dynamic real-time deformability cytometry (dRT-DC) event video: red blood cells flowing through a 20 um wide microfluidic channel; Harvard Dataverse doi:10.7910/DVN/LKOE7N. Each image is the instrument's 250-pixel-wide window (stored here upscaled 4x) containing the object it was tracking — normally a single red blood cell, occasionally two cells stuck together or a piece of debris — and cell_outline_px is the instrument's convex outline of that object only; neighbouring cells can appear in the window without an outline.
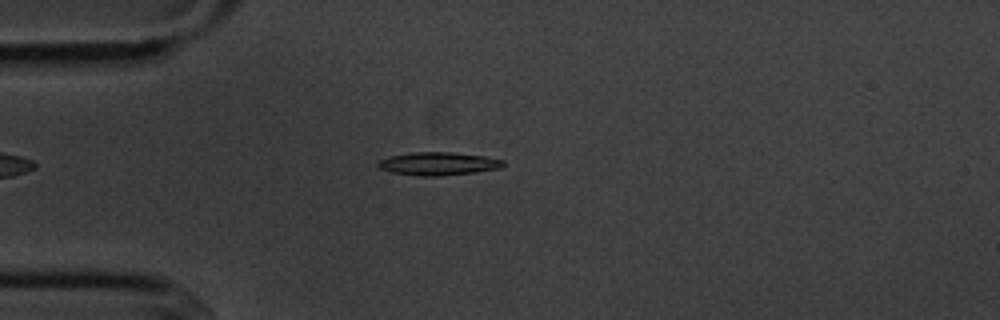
{"species": "common noctule bat (a hibernating species)", "species_latin": "Nyctalus noctula", "temperature_condition": "cold", "stored_images_in_passage": 3, "camera_frame_rate_fps": 3000, "um_per_image_px": 0.085, "animal": {"sex": "male", "body_mass_g": 20.1, "forearm_length_mm": 53.5}, "frame": {"image": 1, "passage_image": 1, "time_ms": 0.0, "image_size_px": [1000, 320], "cell_outline_px": [[504, 164], [500, 168], [472, 172], [440, 176], [416, 176], [392, 172], [380, 168], [376, 164], [380, 160], [392, 156], [412, 152], [452, 152], [484, 156], [504, 160]], "centroid_in_image_um": [37.25, 13.91], "position_along_channel_um": 47.8, "area_um2": 16.65}}
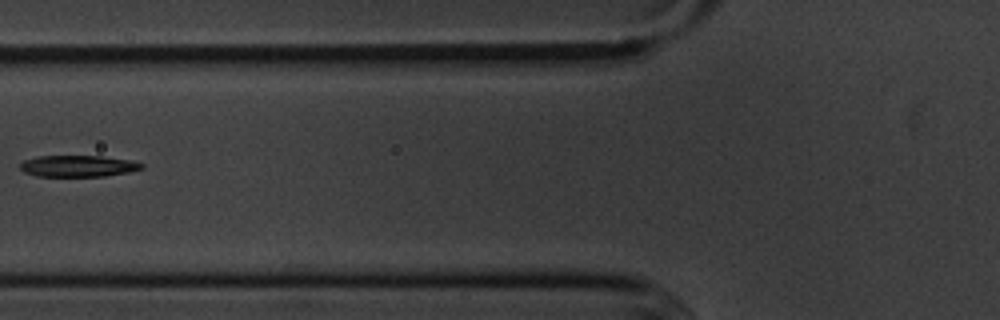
{"frame": {"image": 2, "passage_image": 3, "time_ms": 2.333, "image_size_px": [1000, 320], "cell_outline_px": [[144, 168], [128, 172], [104, 176], [36, 176], [24, 172], [20, 168], [20, 164], [24, 160], [36, 156], [100, 156], [132, 160], [144, 164]], "centroid_in_image_um": [6.64, 14.11], "position_along_channel_um": 119.2, "area_um2": 15.2}}